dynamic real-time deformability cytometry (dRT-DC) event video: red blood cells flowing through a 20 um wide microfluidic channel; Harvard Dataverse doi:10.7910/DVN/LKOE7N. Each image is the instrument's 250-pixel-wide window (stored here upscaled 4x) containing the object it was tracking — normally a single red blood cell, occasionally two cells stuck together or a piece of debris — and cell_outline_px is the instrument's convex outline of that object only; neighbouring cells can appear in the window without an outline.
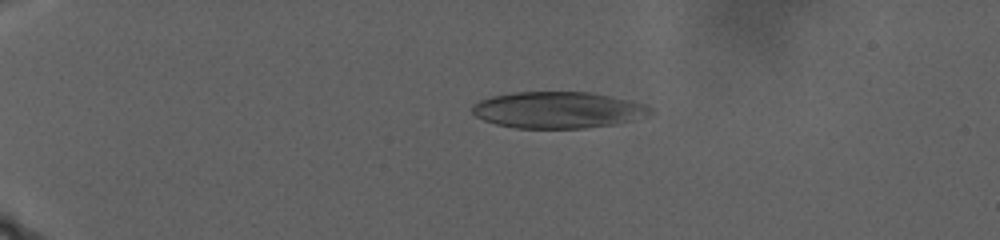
{"species": "human", "species_latin": "Homo sapiens", "temperature_condition": "warm", "stored_images_in_passage": 54, "camera_frame_rate_fps": 3000, "um_per_image_px": 0.085, "donor": {"sex": "male"}, "frame": {"image": 1, "passage_image": 17, "time_ms": 8.667, "image_size_px": [1000, 240], "cell_outline_px": [[652, 112], [616, 124], [584, 128], [512, 128], [496, 124], [484, 120], [476, 116], [472, 112], [472, 104], [480, 100], [492, 96], [512, 92], [592, 92], [632, 100], [644, 104]], "centroid_in_image_um": [47.35, 9.34], "position_along_channel_um": 37.6, "area_um2": 37.69}}
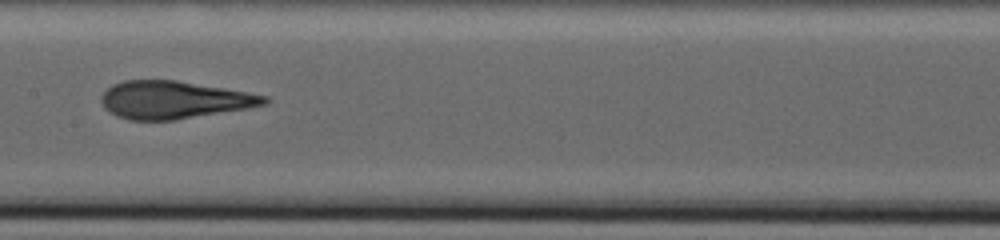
{"frame": {"image": 2, "passage_image": 32, "time_ms": 19.333, "image_size_px": [1000, 240], "cell_outline_px": [[272, 100], [268, 104], [248, 108], [176, 120], [128, 120], [116, 116], [104, 108], [100, 100], [104, 92], [112, 84], [124, 80], [176, 80], [224, 88], [268, 96]], "centroid_in_image_um": [14.79, 8.49], "position_along_channel_um": 192.6, "area_um2": 35.89}}
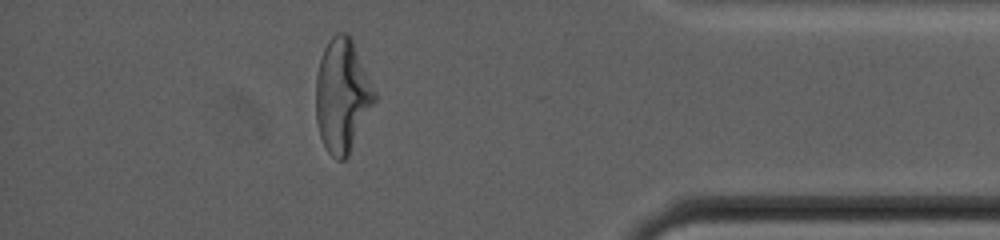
{"frame": {"image": 3, "passage_image": 49, "time_ms": 30.0, "image_size_px": [1000, 240], "cell_outline_px": [[376, 100], [348, 156], [344, 160], [336, 160], [328, 152], [320, 136], [316, 120], [316, 76], [320, 60], [324, 48], [328, 40], [336, 32], [344, 32], [352, 40], [376, 92]], "centroid_in_image_um": [29.08, 8.14], "position_along_channel_um": 406.1, "area_um2": 38.49}}